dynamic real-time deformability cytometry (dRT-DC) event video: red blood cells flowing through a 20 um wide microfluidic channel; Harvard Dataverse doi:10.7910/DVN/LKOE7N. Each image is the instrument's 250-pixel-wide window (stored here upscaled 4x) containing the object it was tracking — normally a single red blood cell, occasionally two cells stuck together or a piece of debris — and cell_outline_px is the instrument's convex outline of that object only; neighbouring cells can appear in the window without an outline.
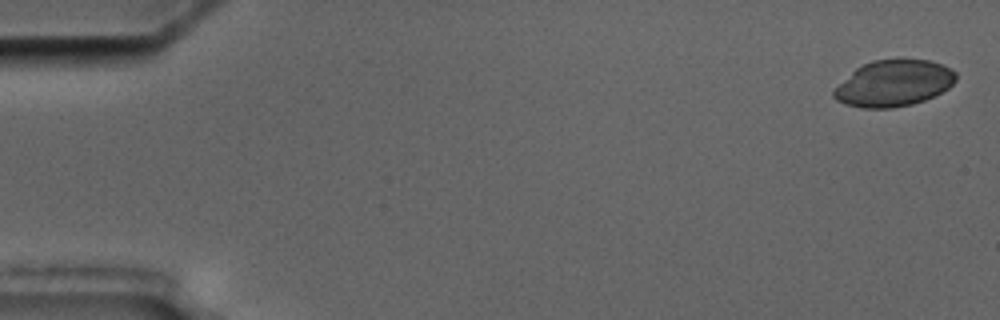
{"species": "common noctule bat (a hibernating species)", "species_latin": "Nyctalus noctula", "temperature_condition": "cold", "stored_images_in_passage": 6, "segment_of_instrument_passage": [2, 2], "camera_frame_rate_fps": 3000, "um_per_image_px": 0.085, "animal": {"sex": "male", "body_mass_g": 17.5, "forearm_length_mm": 52.3}, "frame": {"image": 1, "passage_image": 6, "time_ms": 7.333, "image_size_px": [1000, 320], "cell_outline_px": [[956, 80], [948, 88], [924, 100], [912, 104], [892, 108], [860, 108], [844, 104], [836, 100], [832, 96], [832, 92], [856, 68], [872, 60], [900, 56], [904, 56], [928, 60], [944, 64], [952, 68], [956, 72]], "centroid_in_image_um": [75.99, 7.03], "position_along_channel_um": 9.0, "area_um2": 33.58}}